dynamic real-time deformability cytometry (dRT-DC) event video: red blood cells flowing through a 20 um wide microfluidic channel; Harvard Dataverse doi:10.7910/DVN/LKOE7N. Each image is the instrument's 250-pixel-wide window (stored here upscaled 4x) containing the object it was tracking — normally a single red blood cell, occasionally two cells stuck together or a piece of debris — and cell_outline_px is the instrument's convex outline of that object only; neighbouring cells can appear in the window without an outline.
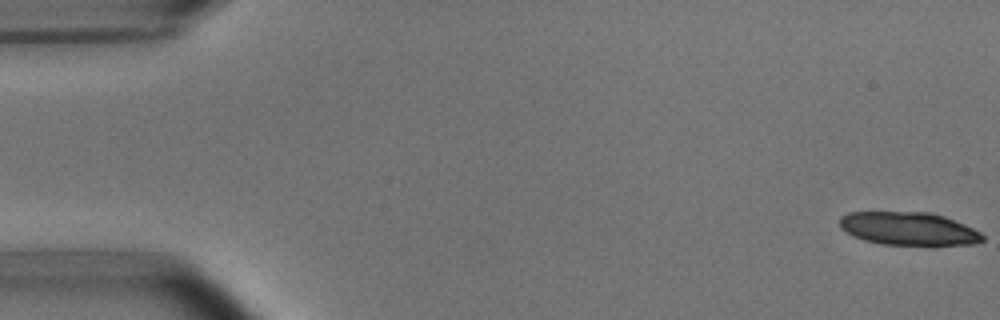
{"species": "common noctule bat (a hibernating species)", "species_latin": "Nyctalus noctula", "temperature_condition": "room temperature", "stored_images_in_passage": 19, "camera_frame_rate_fps": 3000, "um_per_image_px": 0.085, "animal": {"sex": "male", "body_mass_g": 15.6}, "frame": {"image": 1, "passage_image": 1, "time_ms": 0.0, "image_size_px": [1000, 320], "cell_outline_px": [[984, 240], [976, 244], [936, 248], [932, 248], [880, 244], [864, 240], [852, 236], [840, 228], [840, 216], [848, 212], [932, 212], [944, 216], [964, 224], [980, 232], [984, 236]], "centroid_in_image_um": [77.29, 19.49], "position_along_channel_um": 7.7, "area_um2": 28.9}}